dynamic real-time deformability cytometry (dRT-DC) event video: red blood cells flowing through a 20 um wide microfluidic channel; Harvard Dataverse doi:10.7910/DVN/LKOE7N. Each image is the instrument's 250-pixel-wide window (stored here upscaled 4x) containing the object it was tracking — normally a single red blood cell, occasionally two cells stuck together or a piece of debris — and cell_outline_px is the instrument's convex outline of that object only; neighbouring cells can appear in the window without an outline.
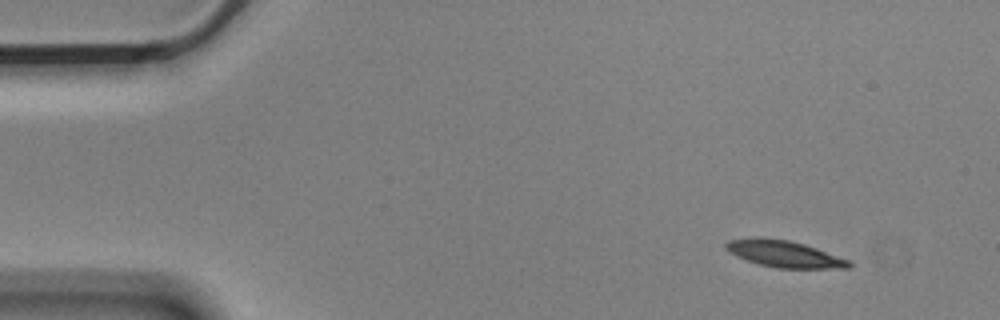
{"species": "Egyptian fruit bat (a non-hibernating species)", "species_latin": "Rousettus aegyptiacus", "temperature_condition": "cold", "stored_images_in_passage": 4, "camera_frame_rate_fps": 3000, "um_per_image_px": 0.085, "animal": {"sex": "male"}, "frame": {"image": 1, "passage_image": 1, "time_ms": 0.0, "image_size_px": [1000, 320], "cell_outline_px": [[852, 264], [848, 268], [776, 268], [760, 264], [736, 256], [728, 252], [724, 248], [724, 244], [728, 240], [752, 236], [756, 236], [788, 240], [804, 244], [852, 260]], "centroid_in_image_um": [66.63, 21.56], "position_along_channel_um": 18.4, "area_um2": 19.36}}
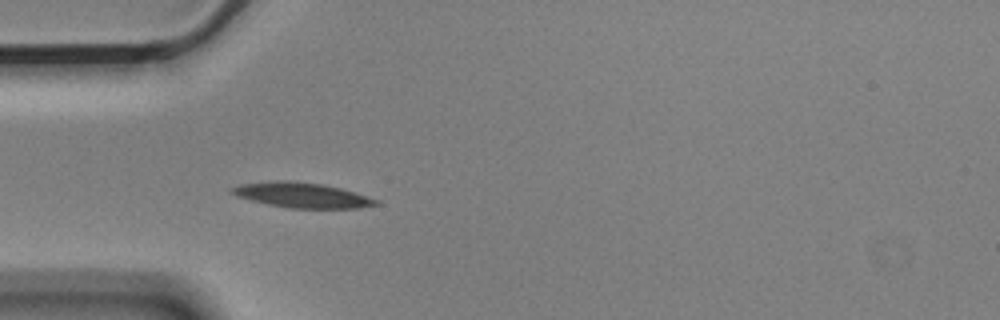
{"frame": {"image": 2, "passage_image": 4, "time_ms": 1.0, "image_size_px": [1000, 320], "cell_outline_px": [[380, 204], [360, 208], [288, 208], [268, 204], [236, 196], [228, 192], [228, 188], [240, 184], [276, 180], [288, 180], [324, 184], [340, 188], [380, 200]], "centroid_in_image_um": [25.64, 16.58], "position_along_channel_um": 59.4, "area_um2": 21.21}}